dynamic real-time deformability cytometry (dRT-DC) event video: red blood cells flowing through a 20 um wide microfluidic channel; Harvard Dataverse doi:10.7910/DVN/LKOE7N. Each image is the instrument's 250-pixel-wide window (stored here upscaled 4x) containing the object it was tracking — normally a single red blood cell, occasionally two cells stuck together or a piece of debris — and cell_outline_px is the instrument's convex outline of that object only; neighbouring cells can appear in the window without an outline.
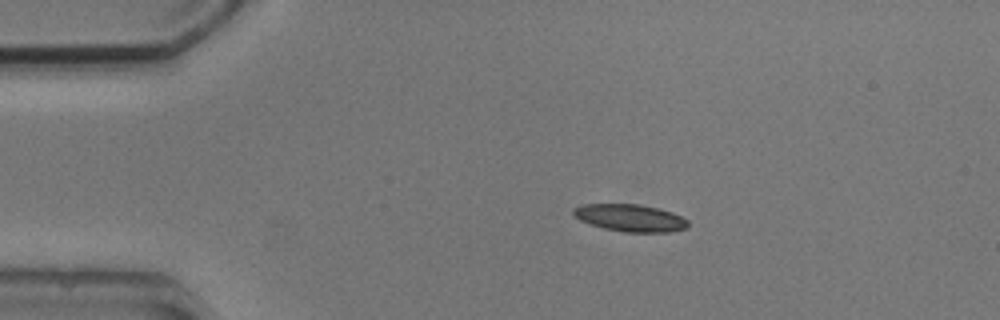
{"species": "common noctule bat (a hibernating species)", "species_latin": "Nyctalus noctula", "temperature_condition": "cold", "stored_images_in_passage": 3, "camera_frame_rate_fps": 3000, "um_per_image_px": 0.085, "animal": {"sex": "male", "body_mass_g": 20.5, "forearm_length_mm": 52.5}, "frame": {"image": 1, "passage_image": 1, "time_ms": 0.0, "image_size_px": [1000, 320], "cell_outline_px": [[688, 228], [672, 232], [624, 232], [604, 228], [580, 220], [572, 212], [572, 208], [580, 204], [640, 204], [660, 208], [672, 212], [688, 220]], "centroid_in_image_um": [53.59, 18.51], "position_along_channel_um": 31.4, "area_um2": 18.32}}
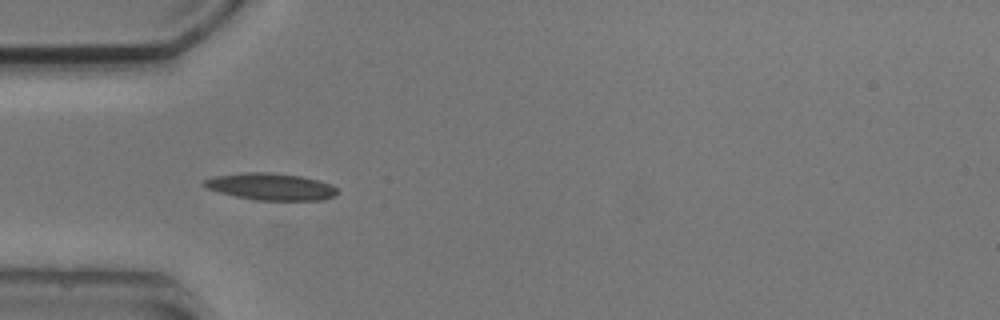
{"frame": {"image": 2, "passage_image": 2, "time_ms": 2.0, "image_size_px": [1000, 320], "cell_outline_px": [[340, 192], [324, 200], [256, 200], [236, 196], [220, 192], [208, 188], [200, 184], [204, 180], [212, 176], [244, 172], [268, 172], [300, 176], [332, 184]], "centroid_in_image_um": [23.0, 15.86], "position_along_channel_um": 62.0, "area_um2": 20.87}}